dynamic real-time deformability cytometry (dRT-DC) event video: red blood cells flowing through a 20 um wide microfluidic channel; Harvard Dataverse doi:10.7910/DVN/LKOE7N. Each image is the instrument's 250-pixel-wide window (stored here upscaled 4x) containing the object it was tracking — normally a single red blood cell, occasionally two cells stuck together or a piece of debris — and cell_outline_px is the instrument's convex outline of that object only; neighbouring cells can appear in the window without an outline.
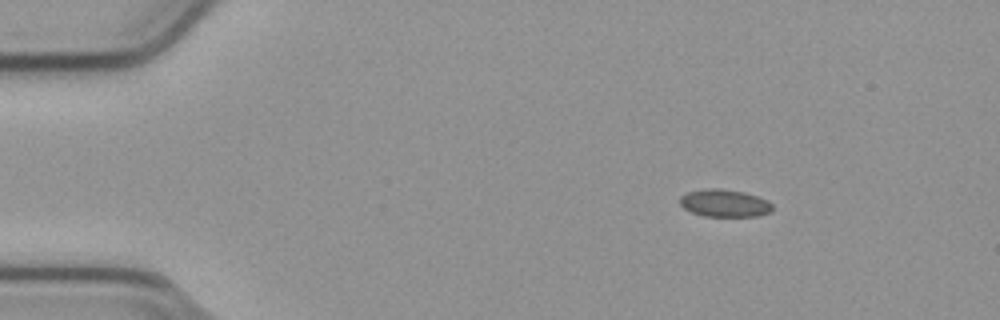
{"species": "common noctule bat (a hibernating species)", "species_latin": "Nyctalus noctula", "temperature_condition": "cold", "stored_images_in_passage": 10, "camera_frame_rate_fps": 3000, "um_per_image_px": 0.085, "animal": {"sex": "male", "body_mass_g": 23.1, "forearm_length_mm": 52.7}, "frame": {"image": 1, "passage_image": 1, "time_ms": 0.0, "image_size_px": [1000, 320], "cell_outline_px": [[772, 212], [760, 216], [704, 216], [692, 212], [684, 208], [680, 204], [680, 196], [688, 192], [704, 188], [720, 188], [744, 192], [768, 200], [772, 204]], "centroid_in_image_um": [61.6, 17.26], "position_along_channel_um": 23.4, "area_um2": 14.91}}
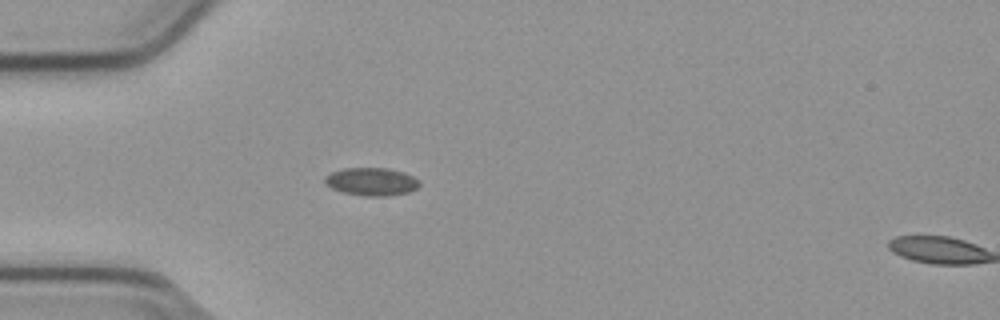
{"frame": {"image": 2, "passage_image": 9, "time_ms": 2.667, "image_size_px": [1000, 320], "cell_outline_px": [[420, 184], [416, 188], [408, 192], [388, 196], [368, 196], [344, 192], [332, 188], [324, 180], [324, 176], [332, 172], [344, 168], [388, 168], [404, 172], [420, 180]], "centroid_in_image_um": [31.6, 15.43], "position_along_channel_um": 53.4, "area_um2": 15.26}}